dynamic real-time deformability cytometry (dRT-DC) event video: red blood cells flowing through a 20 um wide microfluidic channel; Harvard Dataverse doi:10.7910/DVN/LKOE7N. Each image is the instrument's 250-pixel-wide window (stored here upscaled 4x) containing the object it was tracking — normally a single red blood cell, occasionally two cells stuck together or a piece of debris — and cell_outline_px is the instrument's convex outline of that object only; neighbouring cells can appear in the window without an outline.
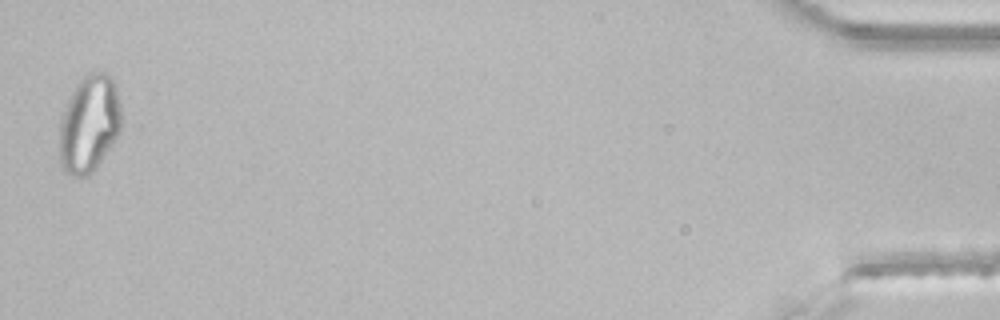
{"species": "common noctule bat (a hibernating species)", "species_latin": "Nyctalus noctula", "temperature_condition": "room temperature", "stored_images_in_passage": 46, "segment_of_instrument_passage": [2, 2], "camera_frame_rate_fps": 3000, "um_per_image_px": 0.085, "animal": {"sex": "male", "body_mass_g": 21.5, "forearm_length_mm": 52.0}, "frame": {"image": 1, "passage_image": 46, "time_ms": 15.0, "image_size_px": [1000, 320], "cell_outline_px": [[120, 132], [116, 140], [96, 168], [88, 176], [76, 176], [64, 172], [60, 168], [60, 124], [64, 108], [76, 84], [88, 72], [104, 72], [112, 76], [116, 84], [120, 104]], "centroid_in_image_um": [7.59, 10.53], "position_along_channel_um": 427.6, "area_um2": 35.32}}